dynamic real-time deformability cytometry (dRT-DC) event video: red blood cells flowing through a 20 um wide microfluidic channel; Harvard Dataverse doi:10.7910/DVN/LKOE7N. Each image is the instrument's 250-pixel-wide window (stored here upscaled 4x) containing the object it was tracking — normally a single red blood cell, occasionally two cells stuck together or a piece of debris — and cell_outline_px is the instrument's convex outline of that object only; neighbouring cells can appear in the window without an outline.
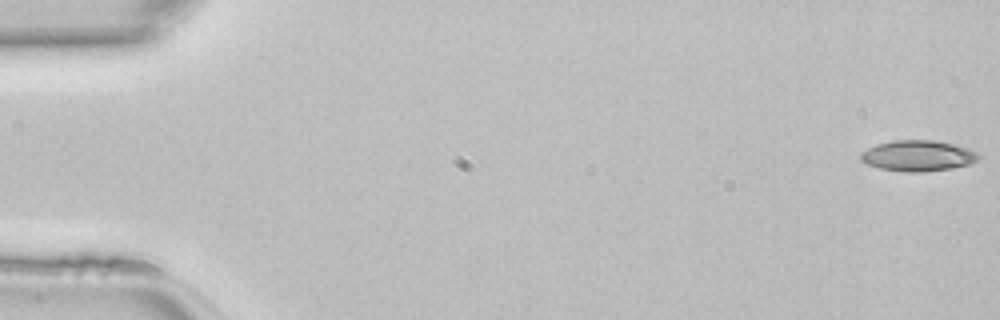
{"species": "common noctule bat (a hibernating species)", "species_latin": "Nyctalus noctula", "temperature_condition": "room temperature", "stored_images_in_passage": 12, "camera_frame_rate_fps": 3000, "um_per_image_px": 0.085, "animal": {"sex": "female", "body_mass_g": 22.7, "forearm_length_mm": 54.2}, "frame": {"image": 1, "passage_image": 1, "time_ms": 0.0, "image_size_px": [1000, 320], "cell_outline_px": [[980, 160], [972, 164], [952, 168], [924, 172], [904, 172], [880, 168], [868, 164], [860, 160], [860, 152], [876, 144], [892, 140], [936, 140], [968, 148], [976, 152], [980, 156]], "centroid_in_image_um": [78.04, 13.24], "position_along_channel_um": 7.0, "area_um2": 21.39}}